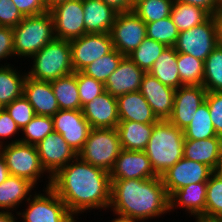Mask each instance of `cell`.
Here are the masks:
<instances>
[{"label":"cell","mask_w":222,"mask_h":222,"mask_svg":"<svg viewBox=\"0 0 222 222\" xmlns=\"http://www.w3.org/2000/svg\"><path fill=\"white\" fill-rule=\"evenodd\" d=\"M51 188L73 216L88 209L110 206L109 172L83 161L79 156L52 176Z\"/></svg>","instance_id":"obj_1"},{"label":"cell","mask_w":222,"mask_h":222,"mask_svg":"<svg viewBox=\"0 0 222 222\" xmlns=\"http://www.w3.org/2000/svg\"><path fill=\"white\" fill-rule=\"evenodd\" d=\"M110 207L114 214L144 221L170 211L161 176L150 179H110ZM167 211V212H166Z\"/></svg>","instance_id":"obj_2"},{"label":"cell","mask_w":222,"mask_h":222,"mask_svg":"<svg viewBox=\"0 0 222 222\" xmlns=\"http://www.w3.org/2000/svg\"><path fill=\"white\" fill-rule=\"evenodd\" d=\"M184 141V131L168 120L155 123L144 152L158 176L183 158Z\"/></svg>","instance_id":"obj_3"},{"label":"cell","mask_w":222,"mask_h":222,"mask_svg":"<svg viewBox=\"0 0 222 222\" xmlns=\"http://www.w3.org/2000/svg\"><path fill=\"white\" fill-rule=\"evenodd\" d=\"M54 38L53 18L49 11L25 16L13 28L14 54L30 58Z\"/></svg>","instance_id":"obj_4"},{"label":"cell","mask_w":222,"mask_h":222,"mask_svg":"<svg viewBox=\"0 0 222 222\" xmlns=\"http://www.w3.org/2000/svg\"><path fill=\"white\" fill-rule=\"evenodd\" d=\"M33 67L28 77L40 81H53L73 73L70 41L54 38L31 57Z\"/></svg>","instance_id":"obj_5"},{"label":"cell","mask_w":222,"mask_h":222,"mask_svg":"<svg viewBox=\"0 0 222 222\" xmlns=\"http://www.w3.org/2000/svg\"><path fill=\"white\" fill-rule=\"evenodd\" d=\"M121 150L117 128H92L78 156L109 172Z\"/></svg>","instance_id":"obj_6"},{"label":"cell","mask_w":222,"mask_h":222,"mask_svg":"<svg viewBox=\"0 0 222 222\" xmlns=\"http://www.w3.org/2000/svg\"><path fill=\"white\" fill-rule=\"evenodd\" d=\"M1 155L10 175L27 179L34 185H37L41 174L46 172L34 145L16 139L1 148Z\"/></svg>","instance_id":"obj_7"},{"label":"cell","mask_w":222,"mask_h":222,"mask_svg":"<svg viewBox=\"0 0 222 222\" xmlns=\"http://www.w3.org/2000/svg\"><path fill=\"white\" fill-rule=\"evenodd\" d=\"M45 189L46 196L35 194L32 200H28L26 211L17 212V215H21L24 222H74L75 217L57 193L51 187Z\"/></svg>","instance_id":"obj_8"},{"label":"cell","mask_w":222,"mask_h":222,"mask_svg":"<svg viewBox=\"0 0 222 222\" xmlns=\"http://www.w3.org/2000/svg\"><path fill=\"white\" fill-rule=\"evenodd\" d=\"M216 46V27L211 16L204 23L180 32L174 48L178 53L205 61Z\"/></svg>","instance_id":"obj_9"},{"label":"cell","mask_w":222,"mask_h":222,"mask_svg":"<svg viewBox=\"0 0 222 222\" xmlns=\"http://www.w3.org/2000/svg\"><path fill=\"white\" fill-rule=\"evenodd\" d=\"M71 63L74 72L110 53L114 47L110 33H87L70 41Z\"/></svg>","instance_id":"obj_10"},{"label":"cell","mask_w":222,"mask_h":222,"mask_svg":"<svg viewBox=\"0 0 222 222\" xmlns=\"http://www.w3.org/2000/svg\"><path fill=\"white\" fill-rule=\"evenodd\" d=\"M110 34L114 49L128 56L147 37L146 24L133 10L118 13Z\"/></svg>","instance_id":"obj_11"},{"label":"cell","mask_w":222,"mask_h":222,"mask_svg":"<svg viewBox=\"0 0 222 222\" xmlns=\"http://www.w3.org/2000/svg\"><path fill=\"white\" fill-rule=\"evenodd\" d=\"M53 18L55 38L71 41L84 34L83 0H66L49 10Z\"/></svg>","instance_id":"obj_12"},{"label":"cell","mask_w":222,"mask_h":222,"mask_svg":"<svg viewBox=\"0 0 222 222\" xmlns=\"http://www.w3.org/2000/svg\"><path fill=\"white\" fill-rule=\"evenodd\" d=\"M36 149L43 168L49 173L46 188L51 187L52 176L78 156L62 135L55 131L41 140Z\"/></svg>","instance_id":"obj_13"},{"label":"cell","mask_w":222,"mask_h":222,"mask_svg":"<svg viewBox=\"0 0 222 222\" xmlns=\"http://www.w3.org/2000/svg\"><path fill=\"white\" fill-rule=\"evenodd\" d=\"M213 172L209 166L183 157L165 171L161 178L170 197L175 191L191 183L207 182Z\"/></svg>","instance_id":"obj_14"},{"label":"cell","mask_w":222,"mask_h":222,"mask_svg":"<svg viewBox=\"0 0 222 222\" xmlns=\"http://www.w3.org/2000/svg\"><path fill=\"white\" fill-rule=\"evenodd\" d=\"M54 131L62 135L68 145L78 154L84 147L91 126L82 110H59L52 116Z\"/></svg>","instance_id":"obj_15"},{"label":"cell","mask_w":222,"mask_h":222,"mask_svg":"<svg viewBox=\"0 0 222 222\" xmlns=\"http://www.w3.org/2000/svg\"><path fill=\"white\" fill-rule=\"evenodd\" d=\"M206 89L202 85L180 86L175 91L172 115L168 121L178 129L185 130L197 109L205 102Z\"/></svg>","instance_id":"obj_16"},{"label":"cell","mask_w":222,"mask_h":222,"mask_svg":"<svg viewBox=\"0 0 222 222\" xmlns=\"http://www.w3.org/2000/svg\"><path fill=\"white\" fill-rule=\"evenodd\" d=\"M110 179H150L158 177L144 151L122 149L112 169Z\"/></svg>","instance_id":"obj_17"},{"label":"cell","mask_w":222,"mask_h":222,"mask_svg":"<svg viewBox=\"0 0 222 222\" xmlns=\"http://www.w3.org/2000/svg\"><path fill=\"white\" fill-rule=\"evenodd\" d=\"M140 93L151 106L159 120H168L172 115L175 89L162 84L149 73L143 75Z\"/></svg>","instance_id":"obj_18"},{"label":"cell","mask_w":222,"mask_h":222,"mask_svg":"<svg viewBox=\"0 0 222 222\" xmlns=\"http://www.w3.org/2000/svg\"><path fill=\"white\" fill-rule=\"evenodd\" d=\"M82 112L91 128H117L119 124L117 99L107 91L85 104Z\"/></svg>","instance_id":"obj_19"},{"label":"cell","mask_w":222,"mask_h":222,"mask_svg":"<svg viewBox=\"0 0 222 222\" xmlns=\"http://www.w3.org/2000/svg\"><path fill=\"white\" fill-rule=\"evenodd\" d=\"M144 74L145 72L142 69L125 56L118 68L109 76L104 84L105 91L115 97L139 91Z\"/></svg>","instance_id":"obj_20"},{"label":"cell","mask_w":222,"mask_h":222,"mask_svg":"<svg viewBox=\"0 0 222 222\" xmlns=\"http://www.w3.org/2000/svg\"><path fill=\"white\" fill-rule=\"evenodd\" d=\"M23 96L32 105L35 115L54 116L60 109L51 82L26 76Z\"/></svg>","instance_id":"obj_21"},{"label":"cell","mask_w":222,"mask_h":222,"mask_svg":"<svg viewBox=\"0 0 222 222\" xmlns=\"http://www.w3.org/2000/svg\"><path fill=\"white\" fill-rule=\"evenodd\" d=\"M116 99L119 121L155 124L159 120L140 91L126 93Z\"/></svg>","instance_id":"obj_22"},{"label":"cell","mask_w":222,"mask_h":222,"mask_svg":"<svg viewBox=\"0 0 222 222\" xmlns=\"http://www.w3.org/2000/svg\"><path fill=\"white\" fill-rule=\"evenodd\" d=\"M86 33H110L118 12L102 0H83Z\"/></svg>","instance_id":"obj_23"},{"label":"cell","mask_w":222,"mask_h":222,"mask_svg":"<svg viewBox=\"0 0 222 222\" xmlns=\"http://www.w3.org/2000/svg\"><path fill=\"white\" fill-rule=\"evenodd\" d=\"M222 150V137L203 140H185L183 157L203 163L216 171Z\"/></svg>","instance_id":"obj_24"},{"label":"cell","mask_w":222,"mask_h":222,"mask_svg":"<svg viewBox=\"0 0 222 222\" xmlns=\"http://www.w3.org/2000/svg\"><path fill=\"white\" fill-rule=\"evenodd\" d=\"M206 190L207 182H200L191 183L175 191L169 197L170 211L180 205L183 209L186 208L189 214L202 218L205 215Z\"/></svg>","instance_id":"obj_25"},{"label":"cell","mask_w":222,"mask_h":222,"mask_svg":"<svg viewBox=\"0 0 222 222\" xmlns=\"http://www.w3.org/2000/svg\"><path fill=\"white\" fill-rule=\"evenodd\" d=\"M155 124H143L135 121H119L117 130L122 149L144 151Z\"/></svg>","instance_id":"obj_26"},{"label":"cell","mask_w":222,"mask_h":222,"mask_svg":"<svg viewBox=\"0 0 222 222\" xmlns=\"http://www.w3.org/2000/svg\"><path fill=\"white\" fill-rule=\"evenodd\" d=\"M177 64V51L174 46H167L148 73L156 77L162 84L176 90L183 86Z\"/></svg>","instance_id":"obj_27"},{"label":"cell","mask_w":222,"mask_h":222,"mask_svg":"<svg viewBox=\"0 0 222 222\" xmlns=\"http://www.w3.org/2000/svg\"><path fill=\"white\" fill-rule=\"evenodd\" d=\"M34 184L29 180L9 175V177L0 184V209L16 207L26 199L27 201L32 197L30 192L34 188ZM29 194V197H27Z\"/></svg>","instance_id":"obj_28"},{"label":"cell","mask_w":222,"mask_h":222,"mask_svg":"<svg viewBox=\"0 0 222 222\" xmlns=\"http://www.w3.org/2000/svg\"><path fill=\"white\" fill-rule=\"evenodd\" d=\"M60 110H82L77 72L50 81Z\"/></svg>","instance_id":"obj_29"},{"label":"cell","mask_w":222,"mask_h":222,"mask_svg":"<svg viewBox=\"0 0 222 222\" xmlns=\"http://www.w3.org/2000/svg\"><path fill=\"white\" fill-rule=\"evenodd\" d=\"M170 17L180 33L204 23L211 15L197 6L174 0Z\"/></svg>","instance_id":"obj_30"},{"label":"cell","mask_w":222,"mask_h":222,"mask_svg":"<svg viewBox=\"0 0 222 222\" xmlns=\"http://www.w3.org/2000/svg\"><path fill=\"white\" fill-rule=\"evenodd\" d=\"M27 74L21 75L8 65L0 66V106L4 108L23 95V85Z\"/></svg>","instance_id":"obj_31"},{"label":"cell","mask_w":222,"mask_h":222,"mask_svg":"<svg viewBox=\"0 0 222 222\" xmlns=\"http://www.w3.org/2000/svg\"><path fill=\"white\" fill-rule=\"evenodd\" d=\"M183 131L185 140H203L210 137H220L217 136L214 129L206 101L197 109L191 123Z\"/></svg>","instance_id":"obj_32"},{"label":"cell","mask_w":222,"mask_h":222,"mask_svg":"<svg viewBox=\"0 0 222 222\" xmlns=\"http://www.w3.org/2000/svg\"><path fill=\"white\" fill-rule=\"evenodd\" d=\"M177 66L183 86L202 85L204 79V61L189 54L177 52Z\"/></svg>","instance_id":"obj_33"},{"label":"cell","mask_w":222,"mask_h":222,"mask_svg":"<svg viewBox=\"0 0 222 222\" xmlns=\"http://www.w3.org/2000/svg\"><path fill=\"white\" fill-rule=\"evenodd\" d=\"M166 47L163 43L146 37L127 57L145 73H148Z\"/></svg>","instance_id":"obj_34"},{"label":"cell","mask_w":222,"mask_h":222,"mask_svg":"<svg viewBox=\"0 0 222 222\" xmlns=\"http://www.w3.org/2000/svg\"><path fill=\"white\" fill-rule=\"evenodd\" d=\"M202 86L207 92H222V47L216 46L204 61Z\"/></svg>","instance_id":"obj_35"},{"label":"cell","mask_w":222,"mask_h":222,"mask_svg":"<svg viewBox=\"0 0 222 222\" xmlns=\"http://www.w3.org/2000/svg\"><path fill=\"white\" fill-rule=\"evenodd\" d=\"M202 218L222 220V177L215 171L207 181L205 215Z\"/></svg>","instance_id":"obj_36"},{"label":"cell","mask_w":222,"mask_h":222,"mask_svg":"<svg viewBox=\"0 0 222 222\" xmlns=\"http://www.w3.org/2000/svg\"><path fill=\"white\" fill-rule=\"evenodd\" d=\"M174 0H139L133 12L145 23L155 22L171 14Z\"/></svg>","instance_id":"obj_37"},{"label":"cell","mask_w":222,"mask_h":222,"mask_svg":"<svg viewBox=\"0 0 222 222\" xmlns=\"http://www.w3.org/2000/svg\"><path fill=\"white\" fill-rule=\"evenodd\" d=\"M124 57L118 50L113 49L110 53L89 64L82 72L105 84Z\"/></svg>","instance_id":"obj_38"},{"label":"cell","mask_w":222,"mask_h":222,"mask_svg":"<svg viewBox=\"0 0 222 222\" xmlns=\"http://www.w3.org/2000/svg\"><path fill=\"white\" fill-rule=\"evenodd\" d=\"M145 24L148 38L163 43L166 46L175 45L179 31L170 16Z\"/></svg>","instance_id":"obj_39"},{"label":"cell","mask_w":222,"mask_h":222,"mask_svg":"<svg viewBox=\"0 0 222 222\" xmlns=\"http://www.w3.org/2000/svg\"><path fill=\"white\" fill-rule=\"evenodd\" d=\"M21 131L24 132L25 137L18 140L36 146L49 133L54 131L52 116L35 115Z\"/></svg>","instance_id":"obj_40"},{"label":"cell","mask_w":222,"mask_h":222,"mask_svg":"<svg viewBox=\"0 0 222 222\" xmlns=\"http://www.w3.org/2000/svg\"><path fill=\"white\" fill-rule=\"evenodd\" d=\"M77 85L81 107L105 92V85L103 82L95 80L82 71L77 72Z\"/></svg>","instance_id":"obj_41"},{"label":"cell","mask_w":222,"mask_h":222,"mask_svg":"<svg viewBox=\"0 0 222 222\" xmlns=\"http://www.w3.org/2000/svg\"><path fill=\"white\" fill-rule=\"evenodd\" d=\"M4 108L20 130H22L35 116L32 105L23 95L20 98L13 100Z\"/></svg>","instance_id":"obj_42"},{"label":"cell","mask_w":222,"mask_h":222,"mask_svg":"<svg viewBox=\"0 0 222 222\" xmlns=\"http://www.w3.org/2000/svg\"><path fill=\"white\" fill-rule=\"evenodd\" d=\"M205 101L208 104L216 134L222 137V92H207Z\"/></svg>","instance_id":"obj_43"},{"label":"cell","mask_w":222,"mask_h":222,"mask_svg":"<svg viewBox=\"0 0 222 222\" xmlns=\"http://www.w3.org/2000/svg\"><path fill=\"white\" fill-rule=\"evenodd\" d=\"M24 16L11 0H0V26L14 28Z\"/></svg>","instance_id":"obj_44"},{"label":"cell","mask_w":222,"mask_h":222,"mask_svg":"<svg viewBox=\"0 0 222 222\" xmlns=\"http://www.w3.org/2000/svg\"><path fill=\"white\" fill-rule=\"evenodd\" d=\"M11 2L16 5L24 17L40 15L49 11L45 0H11Z\"/></svg>","instance_id":"obj_45"},{"label":"cell","mask_w":222,"mask_h":222,"mask_svg":"<svg viewBox=\"0 0 222 222\" xmlns=\"http://www.w3.org/2000/svg\"><path fill=\"white\" fill-rule=\"evenodd\" d=\"M15 56L13 44V28L0 26V60Z\"/></svg>","instance_id":"obj_46"},{"label":"cell","mask_w":222,"mask_h":222,"mask_svg":"<svg viewBox=\"0 0 222 222\" xmlns=\"http://www.w3.org/2000/svg\"><path fill=\"white\" fill-rule=\"evenodd\" d=\"M19 127L15 123V121L10 117L9 113L6 111L5 108H2L0 110V140L7 139V137L10 138V136H14V134H17V131H19ZM3 142L0 141V144Z\"/></svg>","instance_id":"obj_47"},{"label":"cell","mask_w":222,"mask_h":222,"mask_svg":"<svg viewBox=\"0 0 222 222\" xmlns=\"http://www.w3.org/2000/svg\"><path fill=\"white\" fill-rule=\"evenodd\" d=\"M178 1L204 9L211 16L222 8L221 0H178Z\"/></svg>","instance_id":"obj_48"},{"label":"cell","mask_w":222,"mask_h":222,"mask_svg":"<svg viewBox=\"0 0 222 222\" xmlns=\"http://www.w3.org/2000/svg\"><path fill=\"white\" fill-rule=\"evenodd\" d=\"M106 5L113 8L116 12H129L133 10V5L129 0H102Z\"/></svg>","instance_id":"obj_49"},{"label":"cell","mask_w":222,"mask_h":222,"mask_svg":"<svg viewBox=\"0 0 222 222\" xmlns=\"http://www.w3.org/2000/svg\"><path fill=\"white\" fill-rule=\"evenodd\" d=\"M212 16L216 27L217 45L222 47V8Z\"/></svg>","instance_id":"obj_50"},{"label":"cell","mask_w":222,"mask_h":222,"mask_svg":"<svg viewBox=\"0 0 222 222\" xmlns=\"http://www.w3.org/2000/svg\"><path fill=\"white\" fill-rule=\"evenodd\" d=\"M9 170L3 156L0 154V184L9 177Z\"/></svg>","instance_id":"obj_51"},{"label":"cell","mask_w":222,"mask_h":222,"mask_svg":"<svg viewBox=\"0 0 222 222\" xmlns=\"http://www.w3.org/2000/svg\"><path fill=\"white\" fill-rule=\"evenodd\" d=\"M9 211L10 210L0 211V222H16V217H14V215Z\"/></svg>","instance_id":"obj_52"},{"label":"cell","mask_w":222,"mask_h":222,"mask_svg":"<svg viewBox=\"0 0 222 222\" xmlns=\"http://www.w3.org/2000/svg\"><path fill=\"white\" fill-rule=\"evenodd\" d=\"M116 215L118 216V218H115V220L113 219L111 222H137L136 220H133L126 216H122L119 214H116Z\"/></svg>","instance_id":"obj_53"},{"label":"cell","mask_w":222,"mask_h":222,"mask_svg":"<svg viewBox=\"0 0 222 222\" xmlns=\"http://www.w3.org/2000/svg\"><path fill=\"white\" fill-rule=\"evenodd\" d=\"M66 0H45V4L48 10H50L51 8H53L55 5L61 3V2H65Z\"/></svg>","instance_id":"obj_54"},{"label":"cell","mask_w":222,"mask_h":222,"mask_svg":"<svg viewBox=\"0 0 222 222\" xmlns=\"http://www.w3.org/2000/svg\"><path fill=\"white\" fill-rule=\"evenodd\" d=\"M215 172L218 173L222 177V150H221V154H220L219 165H218Z\"/></svg>","instance_id":"obj_55"},{"label":"cell","mask_w":222,"mask_h":222,"mask_svg":"<svg viewBox=\"0 0 222 222\" xmlns=\"http://www.w3.org/2000/svg\"><path fill=\"white\" fill-rule=\"evenodd\" d=\"M196 222H222V220H208L203 218H197Z\"/></svg>","instance_id":"obj_56"},{"label":"cell","mask_w":222,"mask_h":222,"mask_svg":"<svg viewBox=\"0 0 222 222\" xmlns=\"http://www.w3.org/2000/svg\"><path fill=\"white\" fill-rule=\"evenodd\" d=\"M139 0H129L132 5H135Z\"/></svg>","instance_id":"obj_57"}]
</instances>
